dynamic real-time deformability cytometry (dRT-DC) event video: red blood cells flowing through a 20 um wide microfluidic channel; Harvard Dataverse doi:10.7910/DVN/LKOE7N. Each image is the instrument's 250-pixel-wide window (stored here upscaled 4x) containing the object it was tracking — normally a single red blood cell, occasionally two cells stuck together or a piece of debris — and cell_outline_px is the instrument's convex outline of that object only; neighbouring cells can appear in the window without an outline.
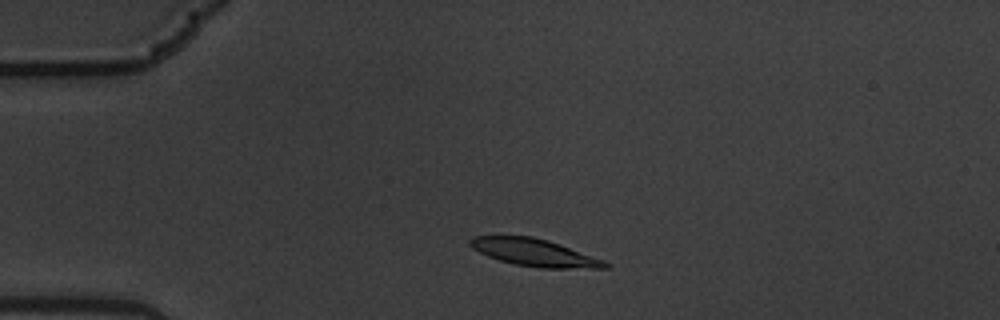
{"species": "common noctule bat (a hibernating species)", "species_latin": "Nyctalus noctula", "temperature_condition": "warm", "stored_images_in_passage": 3, "camera_frame_rate_fps": 3000, "um_per_image_px": 0.085, "animal": {"sex": "male", "body_mass_g": 19.5, "forearm_length_mm": 54.6}, "frame": {"image": 1, "passage_image": 2, "time_ms": 0.333, "image_size_px": [1000, 320], "cell_outline_px": [[612, 268], [540, 268], [516, 264], [500, 260], [488, 256], [472, 248], [468, 244], [468, 240], [472, 236], [532, 236], [548, 240], [604, 260], [612, 264]], "centroid_in_image_um": [45.44, 21.47], "position_along_channel_um": 39.6, "area_um2": 21.44}}